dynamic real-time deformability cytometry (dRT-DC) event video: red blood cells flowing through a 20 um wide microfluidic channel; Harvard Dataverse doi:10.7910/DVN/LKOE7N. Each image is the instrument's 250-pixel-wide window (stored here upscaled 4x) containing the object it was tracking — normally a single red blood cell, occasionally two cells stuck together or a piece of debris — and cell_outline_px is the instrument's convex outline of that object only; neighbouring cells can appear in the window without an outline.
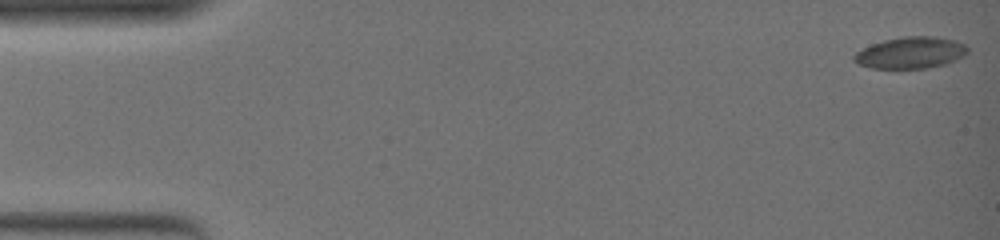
{"species": "common noctule bat (a hibernating species)", "species_latin": "Nyctalus noctula", "temperature_condition": "warm", "stored_images_in_passage": 52, "camera_frame_rate_fps": 3000, "um_per_image_px": 0.085, "animal": {"sex": "female", "body_mass_g": 19.0, "forearm_length_mm": 51.5}, "frame": {"image": 1, "passage_image": 1, "time_ms": 0.0, "image_size_px": [1000, 240], "cell_outline_px": [[968, 52], [964, 56], [956, 60], [944, 64], [928, 68], [872, 68], [860, 64], [852, 60], [852, 56], [856, 52], [872, 44], [884, 40], [904, 36], [936, 36], [956, 40], [964, 44], [968, 48]], "centroid_in_image_um": [77.43, 4.47], "position_along_channel_um": 7.6, "area_um2": 20.92}}
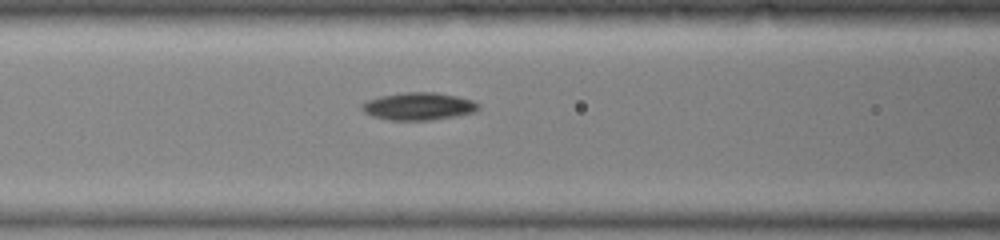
{"frame": {"image": 2, "passage_image": 23, "time_ms": 7.333, "image_size_px": [1000, 240], "cell_outline_px": [[480, 108], [476, 112], [456, 116], [432, 120], [388, 120], [372, 116], [364, 112], [360, 108], [360, 104], [368, 100], [380, 96], [404, 92], [436, 92], [456, 96], [472, 100], [480, 104]], "centroid_in_image_um": [35.58, 9.04], "position_along_channel_um": 131.0, "area_um2": 18.9}}
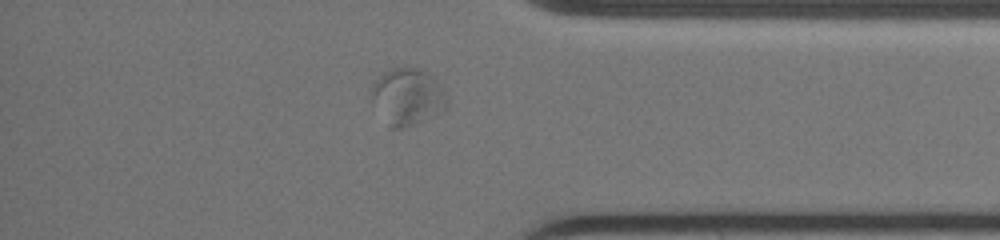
{"frame": {"image": 3, "passage_image": 45, "time_ms": 14.667, "image_size_px": [1000, 240], "cell_outline_px": [[448, 108], [440, 112], [404, 128], [388, 128], [372, 104], [372, 84], [384, 72], [392, 68], [420, 68], [428, 72], [440, 84], [448, 100]], "centroid_in_image_um": [34.62, 8.23], "position_along_channel_um": 400.6, "area_um2": 25.09}, "authors_computed_cell_mechanics": {"area_um2": 19.3052, "velocity_mm_per_s": 3.725, "shape_relaxation_time_tau1_ms": null, "shape_relaxation_time_tau2_ms": 1.2967, "deformation_change_tau1": null, "deformation_change_tau2": 0.0608}}